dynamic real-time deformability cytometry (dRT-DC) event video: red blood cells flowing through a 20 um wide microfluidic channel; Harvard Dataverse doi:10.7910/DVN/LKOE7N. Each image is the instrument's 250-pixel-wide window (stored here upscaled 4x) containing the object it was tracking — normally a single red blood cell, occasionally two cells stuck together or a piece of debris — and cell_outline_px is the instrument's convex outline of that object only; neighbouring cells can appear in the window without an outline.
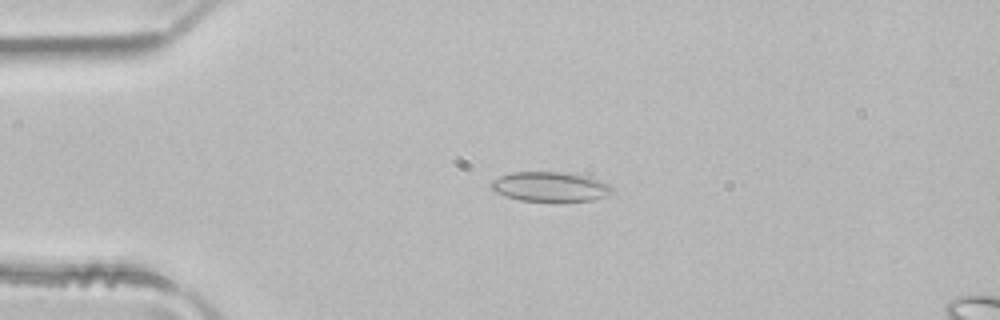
{"species": "common noctule bat (a hibernating species)", "species_latin": "Nyctalus noctula", "temperature_condition": "room temperature", "stored_images_in_passage": 3, "camera_frame_rate_fps": 3000, "um_per_image_px": 0.085, "animal": {"sex": "male", "body_mass_g": 21.5, "forearm_length_mm": 52.0}, "frame": {"image": 1, "passage_image": 2, "time_ms": 0.333, "image_size_px": [1000, 320], "cell_outline_px": [[612, 192], [604, 196], [592, 200], [560, 204], [556, 204], [520, 200], [496, 192], [492, 188], [492, 180], [500, 176], [512, 172], [560, 172], [588, 176], [608, 184], [612, 188]], "centroid_in_image_um": [46.78, 15.91], "position_along_channel_um": 38.2, "area_um2": 21.39}}